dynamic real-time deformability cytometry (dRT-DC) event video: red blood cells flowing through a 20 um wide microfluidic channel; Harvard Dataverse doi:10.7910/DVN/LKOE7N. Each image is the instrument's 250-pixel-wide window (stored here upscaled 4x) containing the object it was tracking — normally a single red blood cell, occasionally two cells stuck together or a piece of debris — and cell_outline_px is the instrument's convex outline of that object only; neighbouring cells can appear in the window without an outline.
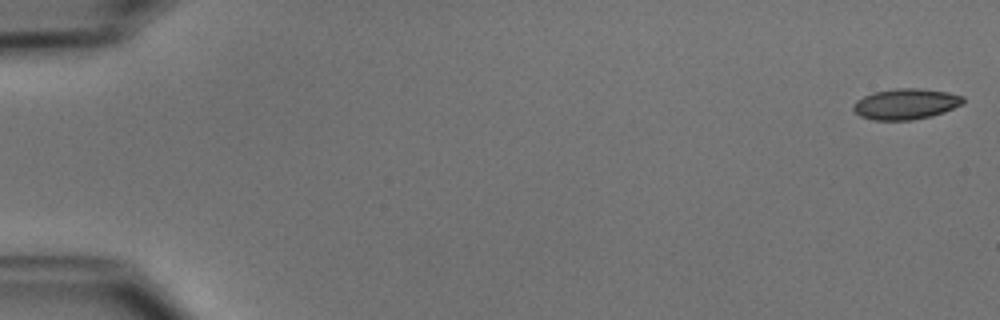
{"species": "common noctule bat (a hibernating species)", "species_latin": "Nyctalus noctula", "temperature_condition": "cold", "stored_images_in_passage": 51, "camera_frame_rate_fps": 3000, "um_per_image_px": 0.085, "animal": {"sex": "male", "body_mass_g": 15.6}, "frame": {"image": 1, "passage_image": 1, "time_ms": 0.0, "image_size_px": [1000, 320], "cell_outline_px": [[964, 100], [960, 104], [944, 112], [932, 116], [912, 120], [872, 120], [860, 116], [852, 108], [856, 100], [872, 92], [896, 88], [920, 88], [948, 92], [964, 96]], "centroid_in_image_um": [76.97, 8.83], "position_along_channel_um": 8.0, "area_um2": 19.71}}
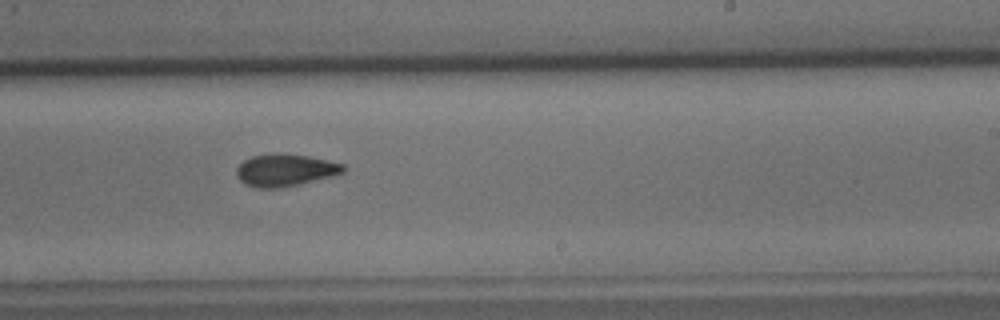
{"frame": {"image": 2, "passage_image": 32, "time_ms": 10.333, "image_size_px": [1000, 320], "cell_outline_px": [[348, 168], [344, 172], [332, 176], [280, 188], [256, 188], [240, 180], [236, 176], [236, 168], [244, 160], [252, 156], [272, 152], [276, 152], [308, 156], [328, 160], [344, 164]], "centroid_in_image_um": [24.25, 14.44], "position_along_channel_um": 264.8, "area_um2": 20.17}}
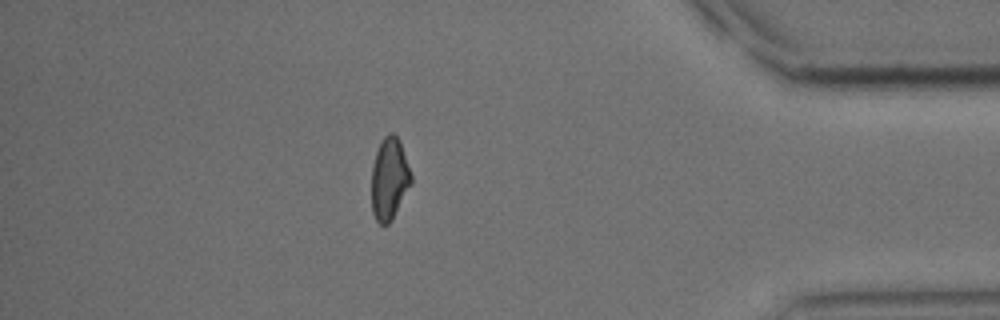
{"frame": {"image": 3, "passage_image": 45, "time_ms": 14.667, "image_size_px": [1000, 320], "cell_outline_px": [[412, 184], [392, 220], [388, 224], [380, 224], [376, 220], [372, 212], [372, 164], [376, 152], [384, 136], [388, 132], [392, 132], [400, 140], [412, 176]], "centroid_in_image_um": [33.11, 15.2], "position_along_channel_um": 402.1, "area_um2": 19.07}, "authors_computed_cell_mechanics": {"area_um2": 19.7098, "velocity_mm_per_s": 3.9494, "shape_relaxation_time_tau1_ms": 4.2988, "shape_relaxation_time_tau2_ms": 4.4933, "deformation_change_tau1": 0.1159, "deformation_change_tau2": 0.0885}}